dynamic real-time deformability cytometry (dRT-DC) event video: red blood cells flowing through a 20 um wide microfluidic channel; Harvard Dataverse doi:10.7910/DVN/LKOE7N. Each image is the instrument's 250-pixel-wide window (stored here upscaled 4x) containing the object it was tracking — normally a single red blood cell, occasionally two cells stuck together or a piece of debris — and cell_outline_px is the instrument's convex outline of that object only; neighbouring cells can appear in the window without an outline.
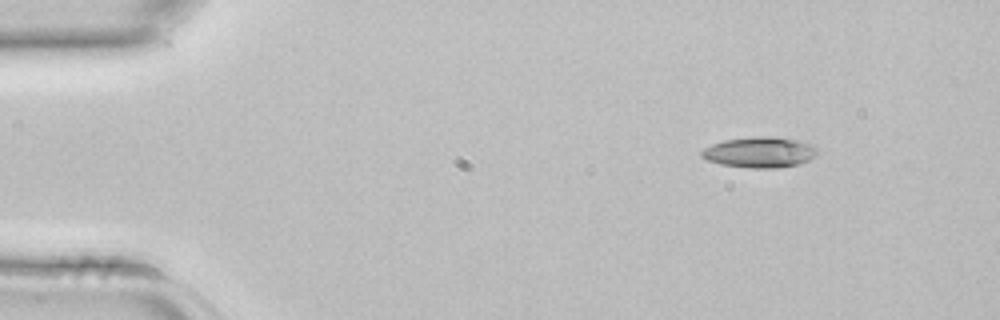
{"species": "common noctule bat (a hibernating species)", "species_latin": "Nyctalus noctula", "temperature_condition": "room temperature", "stored_images_in_passage": 3, "camera_frame_rate_fps": 3000, "um_per_image_px": 0.085, "animal": {"sex": "female", "body_mass_g": 22.7, "forearm_length_mm": 54.2}, "frame": {"image": 1, "passage_image": 1, "time_ms": 0.0, "image_size_px": [1000, 320], "cell_outline_px": [[816, 156], [808, 160], [796, 164], [776, 168], [748, 168], [720, 164], [708, 160], [700, 156], [700, 152], [704, 148], [712, 144], [724, 140], [760, 136], [772, 136], [796, 140], [808, 144], [816, 148]], "centroid_in_image_um": [64.52, 12.95], "position_along_channel_um": 20.5, "area_um2": 20.46}}
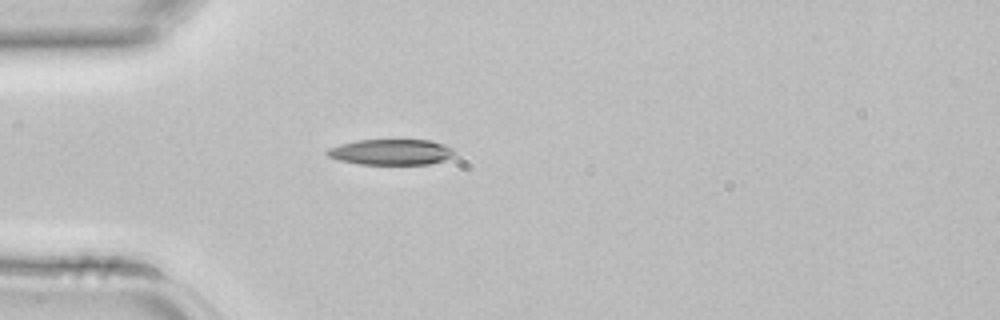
{"frame": {"image": 2, "passage_image": 3, "time_ms": 0.667, "image_size_px": [1000, 320], "cell_outline_px": [[452, 156], [444, 160], [428, 164], [360, 164], [340, 160], [328, 156], [324, 152], [328, 148], [340, 144], [356, 140], [432, 140], [444, 144], [452, 148]], "centroid_in_image_um": [33.21, 12.91], "position_along_channel_um": 51.8, "area_um2": 18.96}}